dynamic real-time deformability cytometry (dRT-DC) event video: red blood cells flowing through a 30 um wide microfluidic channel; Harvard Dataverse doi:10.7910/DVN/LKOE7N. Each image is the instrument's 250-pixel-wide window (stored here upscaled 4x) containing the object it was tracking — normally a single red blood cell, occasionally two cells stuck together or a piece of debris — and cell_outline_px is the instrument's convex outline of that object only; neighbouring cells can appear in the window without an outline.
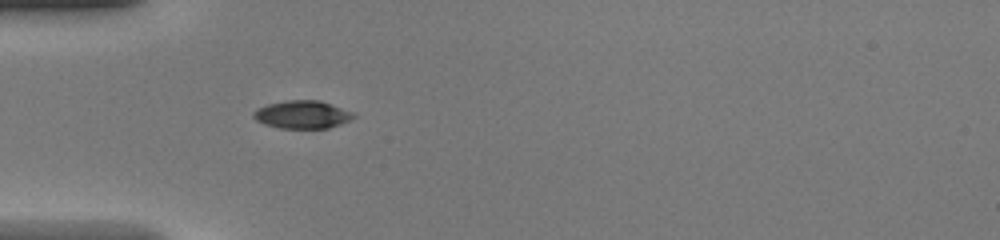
{"species": "common noctule bat (a hibernating species)", "species_latin": "Nyctalus noctula", "temperature_condition": "warm", "stored_images_in_passage": 33, "camera_frame_rate_fps": 3000, "um_per_image_px": 0.085, "animal": {"sex": "female", "body_mass_g": 20.0, "forearm_length_mm": 54.0}, "frame": {"image": 1, "passage_image": 1, "time_ms": 0.0, "image_size_px": [1000, 240], "cell_outline_px": [[356, 116], [340, 124], [328, 128], [280, 128], [264, 124], [256, 120], [252, 116], [252, 112], [256, 108], [268, 104], [284, 100], [320, 100], [356, 112]], "centroid_in_image_um": [25.69, 9.72], "position_along_channel_um": 59.3, "area_um2": 16.47}}
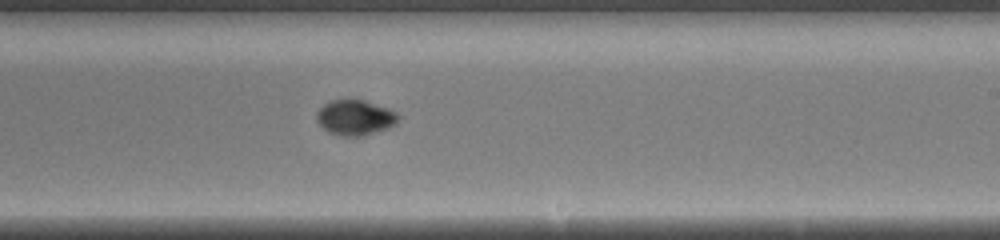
{"frame": {"image": 2, "passage_image": 15, "time_ms": 4.667, "image_size_px": [1000, 240], "cell_outline_px": [[400, 120], [396, 124], [388, 128], [364, 136], [340, 136], [328, 132], [316, 120], [316, 112], [324, 104], [332, 100], [352, 96], [388, 108], [396, 112], [400, 116]], "centroid_in_image_um": [30.19, 9.96], "position_along_channel_um": 258.8, "area_um2": 17.34}}
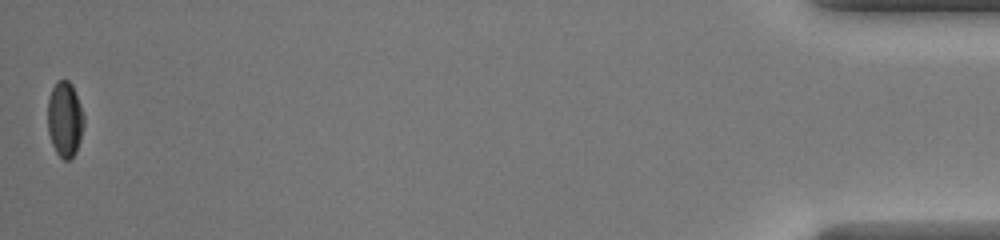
{"frame": {"image": 3, "passage_image": 33, "time_ms": 10.667, "image_size_px": [1000, 240], "cell_outline_px": [[84, 124], [80, 140], [76, 152], [68, 160], [64, 160], [56, 152], [52, 144], [48, 132], [48, 100], [52, 88], [56, 80], [68, 80], [72, 84], [80, 104], [84, 116]], "centroid_in_image_um": [5.51, 10.12], "position_along_channel_um": 429.7, "area_um2": 15.9}}